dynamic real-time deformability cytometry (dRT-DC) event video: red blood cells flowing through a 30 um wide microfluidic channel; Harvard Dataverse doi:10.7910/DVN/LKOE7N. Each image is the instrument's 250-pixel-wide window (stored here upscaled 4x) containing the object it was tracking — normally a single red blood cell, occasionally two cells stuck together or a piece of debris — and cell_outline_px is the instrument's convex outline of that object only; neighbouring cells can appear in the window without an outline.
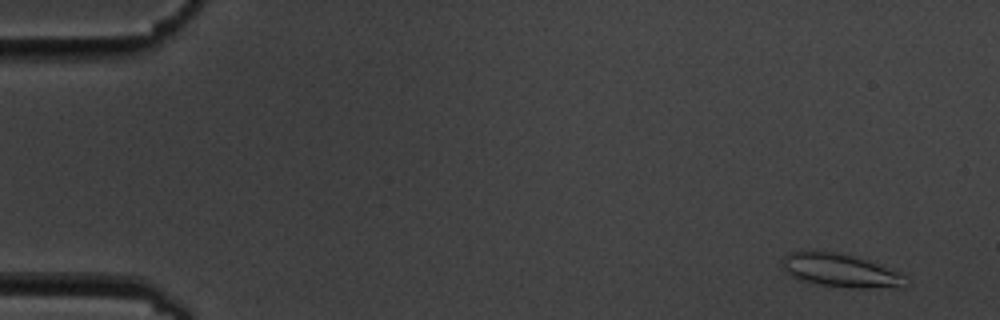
{"species": "common noctule bat (a hibernating species)", "species_latin": "Nyctalus noctula", "temperature_condition": "cold", "stored_images_in_passage": 8, "camera_frame_rate_fps": 3000, "um_per_image_px": 0.085, "animal": {"sex": "male", "body_mass_g": 19.5, "forearm_length_mm": 54.6}, "frame": {"image": 1, "passage_image": 2, "time_ms": 1.0, "image_size_px": [1000, 320], "cell_outline_px": [[908, 284], [872, 288], [848, 288], [820, 284], [804, 280], [792, 276], [780, 264], [784, 256], [788, 252], [836, 252], [852, 256], [900, 272], [904, 276]], "centroid_in_image_um": [71.4, 22.99], "position_along_channel_um": 13.6, "area_um2": 23.12}}
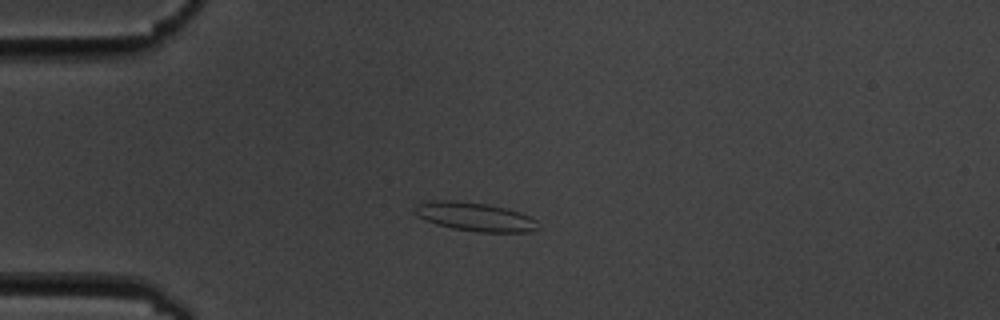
{"frame": {"image": 2, "passage_image": 5, "time_ms": 4.667, "image_size_px": [1000, 320], "cell_outline_px": [[540, 228], [532, 232], [476, 232], [452, 228], [436, 224], [412, 212], [412, 208], [416, 204], [432, 200], [452, 200], [488, 204], [508, 208], [520, 212], [536, 220]], "centroid_in_image_um": [40.38, 18.42], "position_along_channel_um": 44.6, "area_um2": 20.81}}
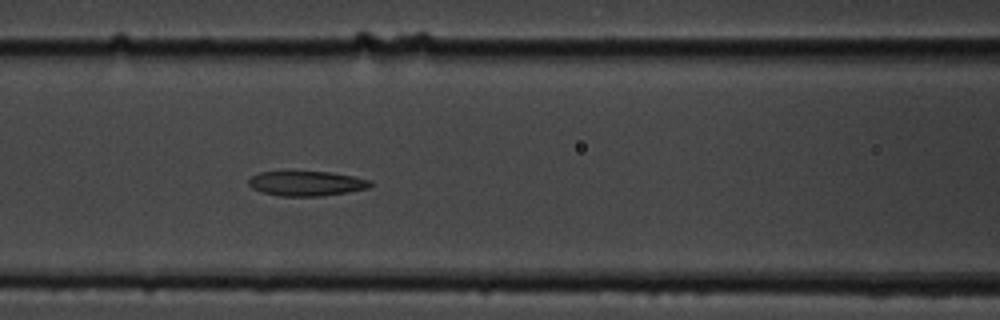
{"frame": {"image": 3, "passage_image": 8, "time_ms": 8.0, "image_size_px": [1000, 320], "cell_outline_px": [[372, 184], [368, 188], [348, 192], [320, 196], [280, 196], [260, 192], [252, 188], [248, 184], [248, 180], [252, 176], [260, 172], [332, 172], [372, 180]], "centroid_in_image_um": [26.05, 15.6], "position_along_channel_um": 140.6, "area_um2": 17.57}}